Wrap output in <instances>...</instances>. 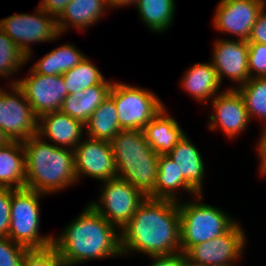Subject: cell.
<instances>
[{"instance_id": "obj_23", "label": "cell", "mask_w": 266, "mask_h": 266, "mask_svg": "<svg viewBox=\"0 0 266 266\" xmlns=\"http://www.w3.org/2000/svg\"><path fill=\"white\" fill-rule=\"evenodd\" d=\"M177 166L168 155L159 156L155 189L147 197L178 202L177 191H180L178 189H184V191L193 194L194 198H196L198 193L186 182Z\"/></svg>"}, {"instance_id": "obj_10", "label": "cell", "mask_w": 266, "mask_h": 266, "mask_svg": "<svg viewBox=\"0 0 266 266\" xmlns=\"http://www.w3.org/2000/svg\"><path fill=\"white\" fill-rule=\"evenodd\" d=\"M246 243L245 232L237 222L226 233L192 246L185 255L195 266H228L241 259Z\"/></svg>"}, {"instance_id": "obj_17", "label": "cell", "mask_w": 266, "mask_h": 266, "mask_svg": "<svg viewBox=\"0 0 266 266\" xmlns=\"http://www.w3.org/2000/svg\"><path fill=\"white\" fill-rule=\"evenodd\" d=\"M108 8L109 0H71L56 18L60 35L65 34L69 27L84 30L93 26Z\"/></svg>"}, {"instance_id": "obj_21", "label": "cell", "mask_w": 266, "mask_h": 266, "mask_svg": "<svg viewBox=\"0 0 266 266\" xmlns=\"http://www.w3.org/2000/svg\"><path fill=\"white\" fill-rule=\"evenodd\" d=\"M112 85L99 84L67 95L61 111L85 124L92 113L109 97Z\"/></svg>"}, {"instance_id": "obj_40", "label": "cell", "mask_w": 266, "mask_h": 266, "mask_svg": "<svg viewBox=\"0 0 266 266\" xmlns=\"http://www.w3.org/2000/svg\"><path fill=\"white\" fill-rule=\"evenodd\" d=\"M137 0H109V5L111 8H120L126 6H136Z\"/></svg>"}, {"instance_id": "obj_26", "label": "cell", "mask_w": 266, "mask_h": 266, "mask_svg": "<svg viewBox=\"0 0 266 266\" xmlns=\"http://www.w3.org/2000/svg\"><path fill=\"white\" fill-rule=\"evenodd\" d=\"M84 126L85 136L111 141L121 131L114 100L110 96L106 98Z\"/></svg>"}, {"instance_id": "obj_8", "label": "cell", "mask_w": 266, "mask_h": 266, "mask_svg": "<svg viewBox=\"0 0 266 266\" xmlns=\"http://www.w3.org/2000/svg\"><path fill=\"white\" fill-rule=\"evenodd\" d=\"M102 186L99 201L89 204L109 223L122 230L147 196L118 177L104 181Z\"/></svg>"}, {"instance_id": "obj_41", "label": "cell", "mask_w": 266, "mask_h": 266, "mask_svg": "<svg viewBox=\"0 0 266 266\" xmlns=\"http://www.w3.org/2000/svg\"><path fill=\"white\" fill-rule=\"evenodd\" d=\"M11 142V139L4 133V131L0 128V148L6 146Z\"/></svg>"}, {"instance_id": "obj_22", "label": "cell", "mask_w": 266, "mask_h": 266, "mask_svg": "<svg viewBox=\"0 0 266 266\" xmlns=\"http://www.w3.org/2000/svg\"><path fill=\"white\" fill-rule=\"evenodd\" d=\"M25 150L21 141L0 148V188H25Z\"/></svg>"}, {"instance_id": "obj_13", "label": "cell", "mask_w": 266, "mask_h": 266, "mask_svg": "<svg viewBox=\"0 0 266 266\" xmlns=\"http://www.w3.org/2000/svg\"><path fill=\"white\" fill-rule=\"evenodd\" d=\"M74 160L77 182L83 175L102 182L117 177L110 141L83 138L74 149Z\"/></svg>"}, {"instance_id": "obj_6", "label": "cell", "mask_w": 266, "mask_h": 266, "mask_svg": "<svg viewBox=\"0 0 266 266\" xmlns=\"http://www.w3.org/2000/svg\"><path fill=\"white\" fill-rule=\"evenodd\" d=\"M109 96L114 100L121 130H143L165 105L154 92L115 81Z\"/></svg>"}, {"instance_id": "obj_38", "label": "cell", "mask_w": 266, "mask_h": 266, "mask_svg": "<svg viewBox=\"0 0 266 266\" xmlns=\"http://www.w3.org/2000/svg\"><path fill=\"white\" fill-rule=\"evenodd\" d=\"M71 0H41L38 7L57 18Z\"/></svg>"}, {"instance_id": "obj_27", "label": "cell", "mask_w": 266, "mask_h": 266, "mask_svg": "<svg viewBox=\"0 0 266 266\" xmlns=\"http://www.w3.org/2000/svg\"><path fill=\"white\" fill-rule=\"evenodd\" d=\"M86 55L72 44L66 43L53 49L31 67L38 74L63 75L75 67Z\"/></svg>"}, {"instance_id": "obj_5", "label": "cell", "mask_w": 266, "mask_h": 266, "mask_svg": "<svg viewBox=\"0 0 266 266\" xmlns=\"http://www.w3.org/2000/svg\"><path fill=\"white\" fill-rule=\"evenodd\" d=\"M46 194L28 188L12 189L8 237L27 249H45L54 236L40 235V198Z\"/></svg>"}, {"instance_id": "obj_33", "label": "cell", "mask_w": 266, "mask_h": 266, "mask_svg": "<svg viewBox=\"0 0 266 266\" xmlns=\"http://www.w3.org/2000/svg\"><path fill=\"white\" fill-rule=\"evenodd\" d=\"M248 71L250 78L266 77V44L248 42Z\"/></svg>"}, {"instance_id": "obj_34", "label": "cell", "mask_w": 266, "mask_h": 266, "mask_svg": "<svg viewBox=\"0 0 266 266\" xmlns=\"http://www.w3.org/2000/svg\"><path fill=\"white\" fill-rule=\"evenodd\" d=\"M28 250L9 237H0V266H21L23 257Z\"/></svg>"}, {"instance_id": "obj_31", "label": "cell", "mask_w": 266, "mask_h": 266, "mask_svg": "<svg viewBox=\"0 0 266 266\" xmlns=\"http://www.w3.org/2000/svg\"><path fill=\"white\" fill-rule=\"evenodd\" d=\"M26 63V55L0 28V76L7 79Z\"/></svg>"}, {"instance_id": "obj_9", "label": "cell", "mask_w": 266, "mask_h": 266, "mask_svg": "<svg viewBox=\"0 0 266 266\" xmlns=\"http://www.w3.org/2000/svg\"><path fill=\"white\" fill-rule=\"evenodd\" d=\"M0 88V128L11 141H25L37 134L38 118L17 84ZM10 91V92H7Z\"/></svg>"}, {"instance_id": "obj_16", "label": "cell", "mask_w": 266, "mask_h": 266, "mask_svg": "<svg viewBox=\"0 0 266 266\" xmlns=\"http://www.w3.org/2000/svg\"><path fill=\"white\" fill-rule=\"evenodd\" d=\"M84 124L61 110L42 115L38 118L37 135L46 138L60 148L74 150L83 138Z\"/></svg>"}, {"instance_id": "obj_18", "label": "cell", "mask_w": 266, "mask_h": 266, "mask_svg": "<svg viewBox=\"0 0 266 266\" xmlns=\"http://www.w3.org/2000/svg\"><path fill=\"white\" fill-rule=\"evenodd\" d=\"M147 143L160 155H168L186 134L168 114L166 106L143 129Z\"/></svg>"}, {"instance_id": "obj_37", "label": "cell", "mask_w": 266, "mask_h": 266, "mask_svg": "<svg viewBox=\"0 0 266 266\" xmlns=\"http://www.w3.org/2000/svg\"><path fill=\"white\" fill-rule=\"evenodd\" d=\"M154 261L150 266H188V260L184 253L180 252L167 256H152Z\"/></svg>"}, {"instance_id": "obj_11", "label": "cell", "mask_w": 266, "mask_h": 266, "mask_svg": "<svg viewBox=\"0 0 266 266\" xmlns=\"http://www.w3.org/2000/svg\"><path fill=\"white\" fill-rule=\"evenodd\" d=\"M11 84H17L23 91L37 118L61 110L63 100L67 96L62 75L48 76L30 69L28 77L14 80Z\"/></svg>"}, {"instance_id": "obj_3", "label": "cell", "mask_w": 266, "mask_h": 266, "mask_svg": "<svg viewBox=\"0 0 266 266\" xmlns=\"http://www.w3.org/2000/svg\"><path fill=\"white\" fill-rule=\"evenodd\" d=\"M22 143L26 162L25 188L52 194L77 183L74 150L49 144L37 134Z\"/></svg>"}, {"instance_id": "obj_29", "label": "cell", "mask_w": 266, "mask_h": 266, "mask_svg": "<svg viewBox=\"0 0 266 266\" xmlns=\"http://www.w3.org/2000/svg\"><path fill=\"white\" fill-rule=\"evenodd\" d=\"M62 76L64 85L67 88V95L78 91L81 92L91 86L114 83V81H107L101 71L87 56Z\"/></svg>"}, {"instance_id": "obj_7", "label": "cell", "mask_w": 266, "mask_h": 266, "mask_svg": "<svg viewBox=\"0 0 266 266\" xmlns=\"http://www.w3.org/2000/svg\"><path fill=\"white\" fill-rule=\"evenodd\" d=\"M0 28L26 55V62H29L33 52L31 44L54 41L62 37L57 27L56 18L38 6L33 15L15 13L2 18Z\"/></svg>"}, {"instance_id": "obj_32", "label": "cell", "mask_w": 266, "mask_h": 266, "mask_svg": "<svg viewBox=\"0 0 266 266\" xmlns=\"http://www.w3.org/2000/svg\"><path fill=\"white\" fill-rule=\"evenodd\" d=\"M21 266H64L59 252L50 246L45 249L28 250L21 262Z\"/></svg>"}, {"instance_id": "obj_14", "label": "cell", "mask_w": 266, "mask_h": 266, "mask_svg": "<svg viewBox=\"0 0 266 266\" xmlns=\"http://www.w3.org/2000/svg\"><path fill=\"white\" fill-rule=\"evenodd\" d=\"M214 113L209 116L208 127L217 128L234 139L245 131L250 123L244 100L237 89L230 87L220 92L212 101Z\"/></svg>"}, {"instance_id": "obj_30", "label": "cell", "mask_w": 266, "mask_h": 266, "mask_svg": "<svg viewBox=\"0 0 266 266\" xmlns=\"http://www.w3.org/2000/svg\"><path fill=\"white\" fill-rule=\"evenodd\" d=\"M236 89L244 100L250 120L260 118L265 126L262 131H266V77L250 78Z\"/></svg>"}, {"instance_id": "obj_20", "label": "cell", "mask_w": 266, "mask_h": 266, "mask_svg": "<svg viewBox=\"0 0 266 266\" xmlns=\"http://www.w3.org/2000/svg\"><path fill=\"white\" fill-rule=\"evenodd\" d=\"M181 84L193 99L206 103L205 106L209 100H213L221 92L219 89L222 86L211 62L195 63L186 70Z\"/></svg>"}, {"instance_id": "obj_19", "label": "cell", "mask_w": 266, "mask_h": 266, "mask_svg": "<svg viewBox=\"0 0 266 266\" xmlns=\"http://www.w3.org/2000/svg\"><path fill=\"white\" fill-rule=\"evenodd\" d=\"M177 164L186 182L198 193L202 194L205 167L201 153L185 134L168 154Z\"/></svg>"}, {"instance_id": "obj_35", "label": "cell", "mask_w": 266, "mask_h": 266, "mask_svg": "<svg viewBox=\"0 0 266 266\" xmlns=\"http://www.w3.org/2000/svg\"><path fill=\"white\" fill-rule=\"evenodd\" d=\"M12 189L0 188V237H8Z\"/></svg>"}, {"instance_id": "obj_36", "label": "cell", "mask_w": 266, "mask_h": 266, "mask_svg": "<svg viewBox=\"0 0 266 266\" xmlns=\"http://www.w3.org/2000/svg\"><path fill=\"white\" fill-rule=\"evenodd\" d=\"M266 7L259 13L257 21L252 27L248 42L266 44Z\"/></svg>"}, {"instance_id": "obj_24", "label": "cell", "mask_w": 266, "mask_h": 266, "mask_svg": "<svg viewBox=\"0 0 266 266\" xmlns=\"http://www.w3.org/2000/svg\"><path fill=\"white\" fill-rule=\"evenodd\" d=\"M158 163L159 159L115 160L117 177L148 196L155 189Z\"/></svg>"}, {"instance_id": "obj_12", "label": "cell", "mask_w": 266, "mask_h": 266, "mask_svg": "<svg viewBox=\"0 0 266 266\" xmlns=\"http://www.w3.org/2000/svg\"><path fill=\"white\" fill-rule=\"evenodd\" d=\"M265 0H220L214 13L213 25L221 33L248 40Z\"/></svg>"}, {"instance_id": "obj_25", "label": "cell", "mask_w": 266, "mask_h": 266, "mask_svg": "<svg viewBox=\"0 0 266 266\" xmlns=\"http://www.w3.org/2000/svg\"><path fill=\"white\" fill-rule=\"evenodd\" d=\"M110 142L115 160L159 159L143 130H121Z\"/></svg>"}, {"instance_id": "obj_39", "label": "cell", "mask_w": 266, "mask_h": 266, "mask_svg": "<svg viewBox=\"0 0 266 266\" xmlns=\"http://www.w3.org/2000/svg\"><path fill=\"white\" fill-rule=\"evenodd\" d=\"M260 139L257 143V155L260 158L259 160V173L261 176L266 177V131L261 132ZM259 153V154H258Z\"/></svg>"}, {"instance_id": "obj_15", "label": "cell", "mask_w": 266, "mask_h": 266, "mask_svg": "<svg viewBox=\"0 0 266 266\" xmlns=\"http://www.w3.org/2000/svg\"><path fill=\"white\" fill-rule=\"evenodd\" d=\"M213 48L211 63L216 69L218 79L222 85L224 77L237 82L236 89L244 85L249 79L248 71V41L240 39H217Z\"/></svg>"}, {"instance_id": "obj_28", "label": "cell", "mask_w": 266, "mask_h": 266, "mask_svg": "<svg viewBox=\"0 0 266 266\" xmlns=\"http://www.w3.org/2000/svg\"><path fill=\"white\" fill-rule=\"evenodd\" d=\"M142 22L151 32L163 33L173 23L175 0H137L135 6Z\"/></svg>"}, {"instance_id": "obj_4", "label": "cell", "mask_w": 266, "mask_h": 266, "mask_svg": "<svg viewBox=\"0 0 266 266\" xmlns=\"http://www.w3.org/2000/svg\"><path fill=\"white\" fill-rule=\"evenodd\" d=\"M195 201H178L180 213L181 252L192 246L209 241L229 231L238 221L224 210L202 203V194Z\"/></svg>"}, {"instance_id": "obj_2", "label": "cell", "mask_w": 266, "mask_h": 266, "mask_svg": "<svg viewBox=\"0 0 266 266\" xmlns=\"http://www.w3.org/2000/svg\"><path fill=\"white\" fill-rule=\"evenodd\" d=\"M90 204L74 221L53 237L52 246L59 252L64 266H78L89 260L120 257L121 234Z\"/></svg>"}, {"instance_id": "obj_1", "label": "cell", "mask_w": 266, "mask_h": 266, "mask_svg": "<svg viewBox=\"0 0 266 266\" xmlns=\"http://www.w3.org/2000/svg\"><path fill=\"white\" fill-rule=\"evenodd\" d=\"M180 233L178 202L146 197L120 230L122 257L131 251L149 257L180 253Z\"/></svg>"}]
</instances>
